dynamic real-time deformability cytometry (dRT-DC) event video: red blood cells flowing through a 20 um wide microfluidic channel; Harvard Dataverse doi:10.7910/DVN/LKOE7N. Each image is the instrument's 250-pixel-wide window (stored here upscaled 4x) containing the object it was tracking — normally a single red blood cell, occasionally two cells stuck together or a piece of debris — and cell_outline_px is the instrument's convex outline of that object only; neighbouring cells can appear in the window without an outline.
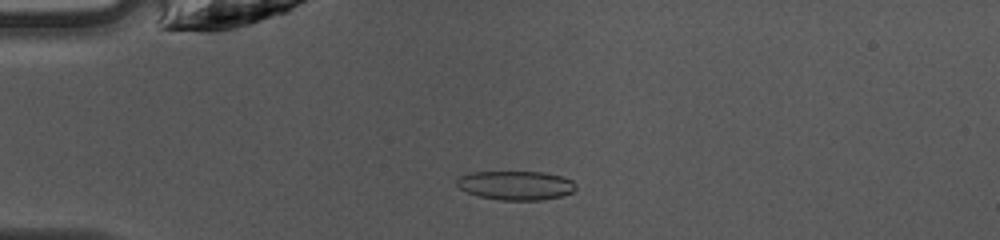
{"species": "common noctule bat (a hibernating species)", "species_latin": "Nyctalus noctula", "temperature_condition": "warm", "stored_images_in_passage": 35, "camera_frame_rate_fps": 3000, "um_per_image_px": 0.085, "animal": {"sex": "female", "body_mass_g": 10.0, "forearm_length_mm": 53.1}, "frame": {"image": 1, "passage_image": 3, "time_ms": 0.667, "image_size_px": [1000, 240], "cell_outline_px": [[576, 188], [572, 192], [560, 196], [540, 200], [500, 200], [480, 196], [468, 192], [460, 188], [456, 184], [456, 180], [460, 176], [472, 172], [544, 172], [560, 176], [572, 180], [576, 184]], "centroid_in_image_um": [43.85, 15.75], "position_along_channel_um": 41.2, "area_um2": 20.0}}
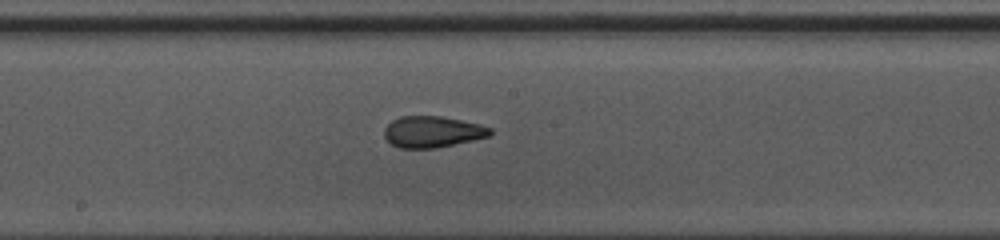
{"frame": {"image": 2, "passage_image": 17, "time_ms": 5.333, "image_size_px": [1000, 240], "cell_outline_px": [[492, 132], [488, 136], [472, 140], [436, 148], [400, 148], [392, 144], [384, 136], [384, 128], [392, 120], [400, 116], [440, 116], [480, 124], [492, 128]], "centroid_in_image_um": [36.74, 11.2], "position_along_channel_um": 211.5, "area_um2": 19.19}}
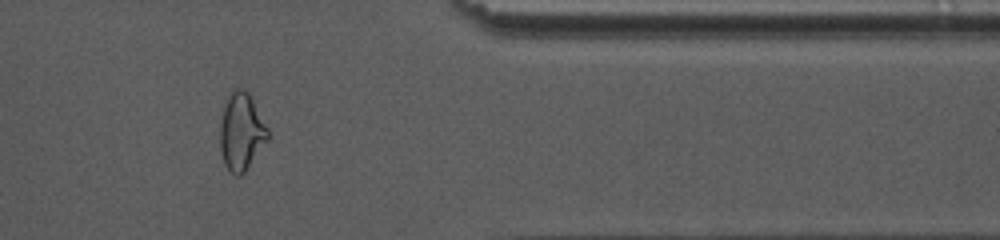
{"frame": {"image": 3, "passage_image": 31, "time_ms": 10.0, "image_size_px": [1000, 240], "cell_outline_px": [[268, 140], [244, 172], [240, 176], [236, 176], [224, 164], [220, 148], [220, 124], [228, 92], [232, 88], [244, 88], [248, 92], [268, 128]], "centroid_in_image_um": [20.5, 11.16], "position_along_channel_um": 390.9, "area_um2": 21.44}, "authors_computed_cell_mechanics": {"area_um2": 19.7676, "velocity_mm_per_s": 4.1592, "shape_relaxation_time_tau1_ms": 9.6578, "shape_relaxation_time_tau2_ms": 1.3402, "deformation_change_tau1": 0.2287, "deformation_change_tau2": 0.0832}}